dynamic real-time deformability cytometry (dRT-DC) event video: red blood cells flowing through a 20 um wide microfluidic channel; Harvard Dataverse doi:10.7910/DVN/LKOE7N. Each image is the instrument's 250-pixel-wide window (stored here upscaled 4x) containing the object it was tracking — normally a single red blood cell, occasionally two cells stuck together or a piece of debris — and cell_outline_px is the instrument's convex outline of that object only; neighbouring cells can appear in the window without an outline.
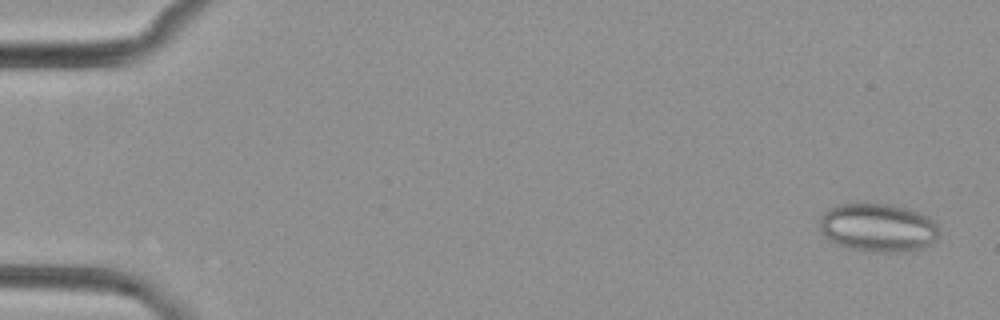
{"species": "common noctule bat (a hibernating species)", "species_latin": "Nyctalus noctula", "temperature_condition": "cold", "stored_images_in_passage": 5, "camera_frame_rate_fps": 3000, "um_per_image_px": 0.085, "animal": {"sex": "female", "body_mass_g": 29.2, "forearm_length_mm": 56.3}, "frame": {"image": 1, "passage_image": 1, "time_ms": 0.0, "image_size_px": [1000, 320], "cell_outline_px": [[940, 232], [936, 240], [924, 248], [904, 252], [868, 252], [852, 248], [840, 244], [832, 240], [820, 228], [820, 220], [824, 212], [836, 204], [892, 204], [908, 208], [920, 212], [928, 216], [936, 224]], "centroid_in_image_um": [74.7, 19.34], "position_along_channel_um": 10.3, "area_um2": 33.64}}